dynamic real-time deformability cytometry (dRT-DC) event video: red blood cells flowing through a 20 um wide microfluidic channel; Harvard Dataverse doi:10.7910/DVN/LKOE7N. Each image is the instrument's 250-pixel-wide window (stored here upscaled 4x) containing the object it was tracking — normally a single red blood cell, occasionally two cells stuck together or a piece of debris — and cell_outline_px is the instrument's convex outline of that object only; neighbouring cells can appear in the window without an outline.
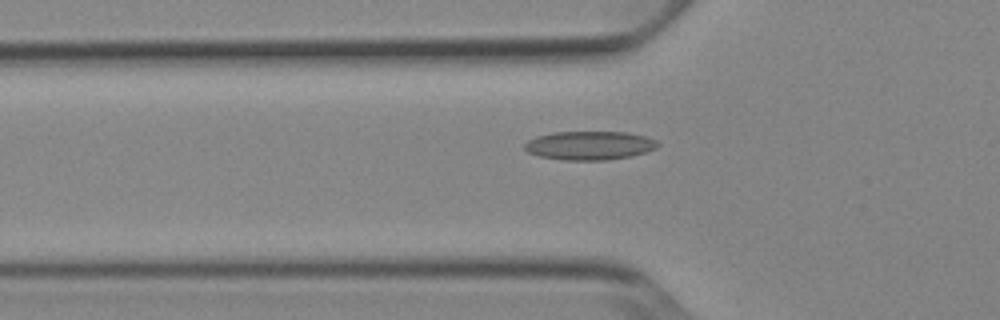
{"species": "Egyptian fruit bat (a non-hibernating species)", "species_latin": "Rousettus aegyptiacus", "temperature_condition": "cold", "stored_images_in_passage": 50, "camera_frame_rate_fps": 3000, "um_per_image_px": 0.085, "animal": {"sex": "female"}, "frame": {"image": 1, "passage_image": 18, "time_ms": 5.667, "image_size_px": [1000, 320], "cell_outline_px": [[660, 144], [656, 148], [632, 156], [608, 160], [560, 160], [540, 156], [528, 152], [524, 148], [524, 144], [528, 140], [536, 136], [552, 132], [628, 132], [644, 136], [656, 140]], "centroid_in_image_um": [50.1, 12.36], "position_along_channel_um": 75.7, "area_um2": 22.37}}
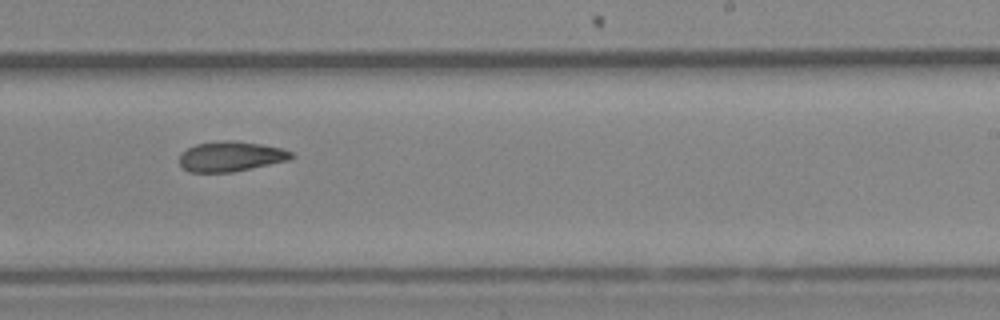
{"frame": {"image": 2, "passage_image": 33, "time_ms": 10.667, "image_size_px": [1000, 320], "cell_outline_px": [[296, 156], [288, 160], [232, 172], [188, 172], [180, 164], [180, 152], [196, 144], [224, 140], [232, 140], [260, 144], [280, 148], [292, 152]], "centroid_in_image_um": [19.6, 13.29], "position_along_channel_um": 269.4, "area_um2": 19.48}}
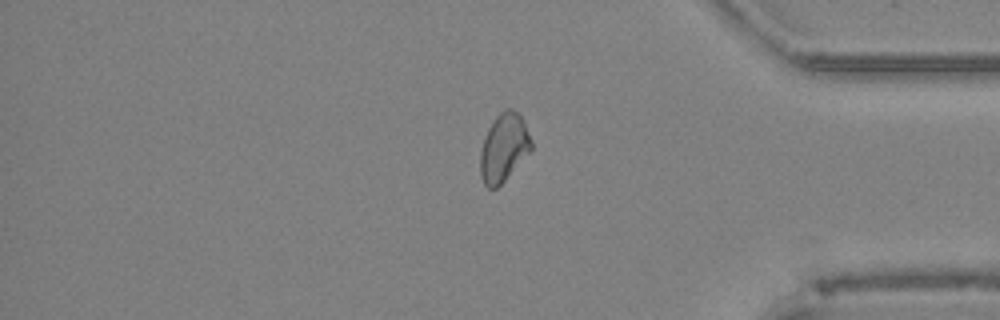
{"frame": {"image": 3, "passage_image": 44, "time_ms": 14.333, "image_size_px": [1000, 320], "cell_outline_px": [[532, 148], [504, 180], [496, 188], [488, 188], [484, 184], [480, 176], [480, 152], [484, 136], [488, 128], [496, 116], [504, 108], [508, 108], [516, 112], [520, 116], [532, 140]], "centroid_in_image_um": [42.78, 12.54], "position_along_channel_um": 392.4, "area_um2": 19.88}, "authors_computed_cell_mechanics": {"area_um2": 20.5768, "velocity_mm_per_s": 3.8877, "shape_relaxation_time_tau1_ms": null, "shape_relaxation_time_tau2_ms": 4.7096, "deformation_change_tau1": null, "deformation_change_tau2": 0.1009}}